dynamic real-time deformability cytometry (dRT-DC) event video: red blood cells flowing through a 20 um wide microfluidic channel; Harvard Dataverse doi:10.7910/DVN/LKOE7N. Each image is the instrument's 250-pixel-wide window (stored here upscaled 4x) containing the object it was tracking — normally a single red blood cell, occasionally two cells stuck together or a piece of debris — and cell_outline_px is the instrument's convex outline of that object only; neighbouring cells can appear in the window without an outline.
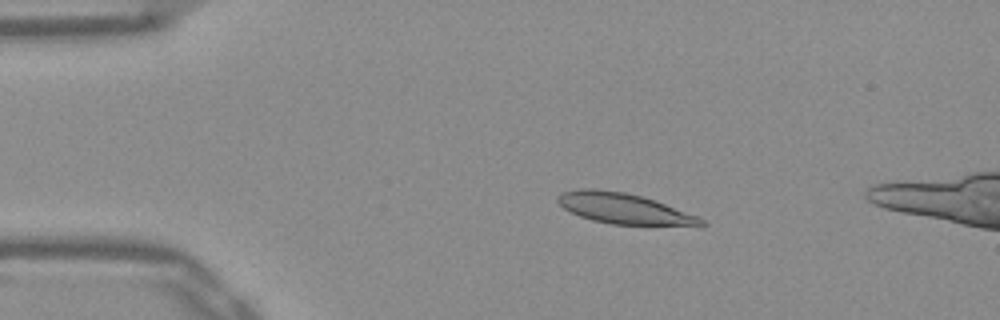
{"species": "Egyptian fruit bat (a non-hibernating species)", "species_latin": "Rousettus aegyptiacus", "temperature_condition": "warm", "stored_images_in_passage": 11, "camera_frame_rate_fps": 3000, "um_per_image_px": 0.085, "frame": {"image": 1, "passage_image": 7, "time_ms": 2.0, "image_size_px": [1000, 320], "cell_outline_px": [[708, 224], [700, 228], [612, 224], [592, 220], [580, 216], [564, 208], [556, 200], [556, 196], [564, 192], [580, 188], [592, 188], [624, 192], [656, 200], [696, 216], [704, 220]], "centroid_in_image_um": [53.16, 17.77], "position_along_channel_um": 31.8, "area_um2": 26.18}}